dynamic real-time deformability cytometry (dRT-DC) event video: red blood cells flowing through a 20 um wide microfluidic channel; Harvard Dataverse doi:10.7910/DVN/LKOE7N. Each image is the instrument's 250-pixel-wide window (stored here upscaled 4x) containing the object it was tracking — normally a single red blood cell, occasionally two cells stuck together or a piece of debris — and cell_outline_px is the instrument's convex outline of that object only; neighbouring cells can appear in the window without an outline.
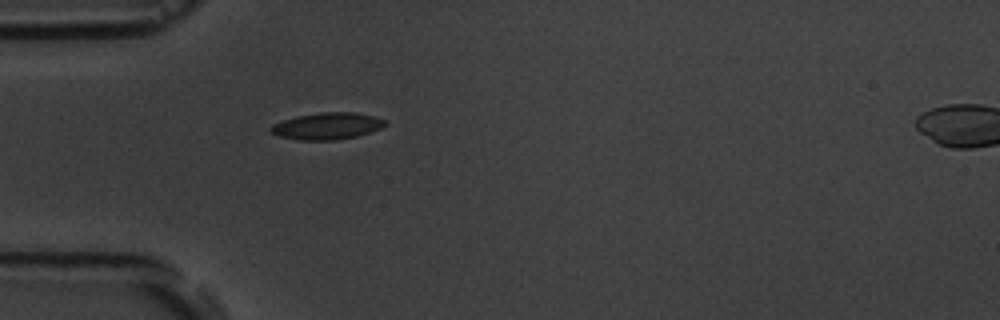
{"species": "common noctule bat (a hibernating species)", "species_latin": "Nyctalus noctula", "temperature_condition": "room temperature", "stored_images_in_passage": 2, "segment_of_instrument_passage": [1, 2], "camera_frame_rate_fps": 3000, "um_per_image_px": 0.085, "animal": {"sex": "male", "body_mass_g": 19.5, "forearm_length_mm": 54.6}, "frame": {"image": 1, "passage_image": 1, "time_ms": 0.0, "image_size_px": [1000, 320], "cell_outline_px": [[388, 124], [380, 128], [356, 136], [336, 140], [300, 140], [280, 136], [272, 132], [268, 128], [272, 124], [296, 116], [320, 112], [356, 112], [372, 116], [384, 120]], "centroid_in_image_um": [27.79, 10.71], "position_along_channel_um": 57.2, "area_um2": 17.69}}